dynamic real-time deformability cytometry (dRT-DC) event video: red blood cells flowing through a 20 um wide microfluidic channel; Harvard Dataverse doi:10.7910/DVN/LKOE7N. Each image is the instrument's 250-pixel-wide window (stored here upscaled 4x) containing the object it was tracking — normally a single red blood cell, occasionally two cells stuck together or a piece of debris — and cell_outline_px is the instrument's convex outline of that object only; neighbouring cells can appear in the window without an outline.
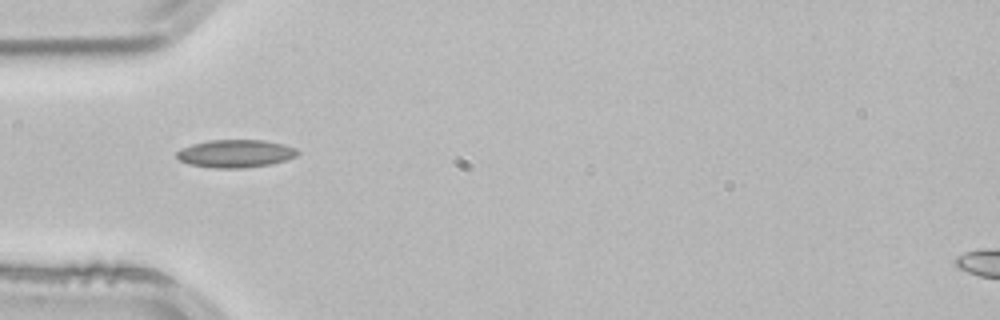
{"species": "common noctule bat (a hibernating species)", "species_latin": "Nyctalus noctula", "temperature_condition": "room temperature", "stored_images_in_passage": 3, "camera_frame_rate_fps": 3000, "um_per_image_px": 0.085, "animal": {"sex": "male", "body_mass_g": 21.5, "forearm_length_mm": 52.0}, "frame": {"image": 1, "passage_image": 3, "time_ms": 0.667, "image_size_px": [1000, 320], "cell_outline_px": [[300, 152], [296, 156], [272, 164], [244, 168], [216, 168], [188, 164], [180, 160], [176, 156], [176, 152], [180, 148], [192, 144], [208, 140], [264, 140], [284, 144], [296, 148]], "centroid_in_image_um": [20.01, 13.05], "position_along_channel_um": 65.0, "area_um2": 19.71}}